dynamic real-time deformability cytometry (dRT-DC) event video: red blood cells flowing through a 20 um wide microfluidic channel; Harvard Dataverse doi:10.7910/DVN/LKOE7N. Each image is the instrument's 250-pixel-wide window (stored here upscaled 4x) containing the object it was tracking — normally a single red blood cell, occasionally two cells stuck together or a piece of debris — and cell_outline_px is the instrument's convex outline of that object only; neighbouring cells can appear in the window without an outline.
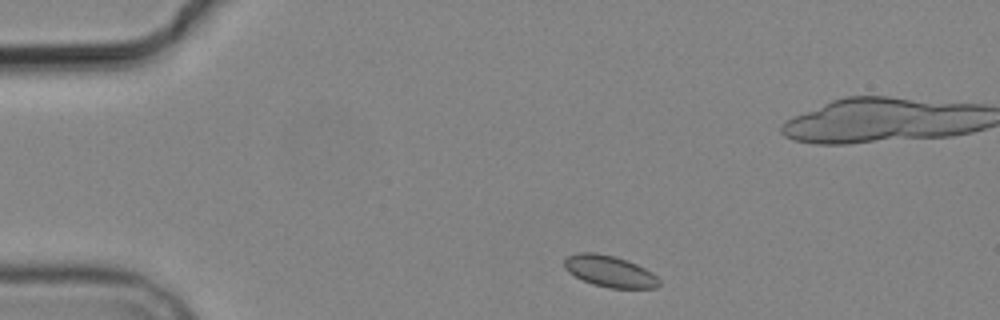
{"species": "common noctule bat (a hibernating species)", "species_latin": "Nyctalus noctula", "temperature_condition": "cold", "stored_images_in_passage": 2, "segment_of_instrument_passage": [2, 2], "camera_frame_rate_fps": 3000, "um_per_image_px": 0.085, "animal": {"sex": "male", "body_mass_g": 19.2, "forearm_length_mm": 51.8}, "frame": {"image": 1, "passage_image": 2, "time_ms": 1.667, "image_size_px": [1000, 320], "cell_outline_px": [[660, 284], [656, 288], [608, 288], [592, 284], [568, 272], [564, 268], [564, 260], [568, 256], [580, 252], [596, 252], [628, 260], [652, 272], [660, 280]], "centroid_in_image_um": [51.83, 23.06], "position_along_channel_um": 33.2, "area_um2": 17.34}}